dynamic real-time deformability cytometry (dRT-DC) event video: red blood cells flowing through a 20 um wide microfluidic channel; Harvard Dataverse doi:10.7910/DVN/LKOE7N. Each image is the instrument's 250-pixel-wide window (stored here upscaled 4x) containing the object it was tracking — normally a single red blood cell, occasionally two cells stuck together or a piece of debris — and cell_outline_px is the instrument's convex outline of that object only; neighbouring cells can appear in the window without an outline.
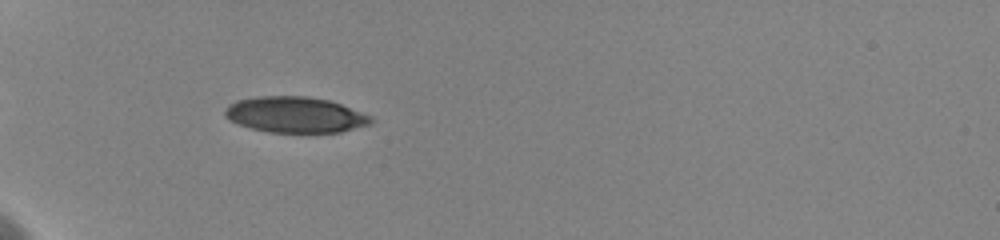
{"species": "human", "species_latin": "Homo sapiens", "temperature_condition": "cold", "stored_images_in_passage": 67, "camera_frame_rate_fps": 3000, "um_per_image_px": 0.085, "donor": {"sex": "female"}, "frame": {"image": 1, "passage_image": 8, "time_ms": 2.0, "image_size_px": [1000, 240], "cell_outline_px": [[372, 124], [340, 132], [268, 132], [252, 128], [228, 120], [224, 116], [224, 112], [228, 104], [236, 100], [256, 96], [308, 96], [328, 100], [340, 104], [372, 116]], "centroid_in_image_um": [25.07, 9.74], "position_along_channel_um": 59.9, "area_um2": 30.52}, "authors_computed_cell_mechanics": {"area_um2": 31.3854, "velocity_mm_per_s": 3.6308, "shape_relaxation_time_tau1_ms": 4.6649, "shape_relaxation_time_tau2_ms": 1.2185, "deformation_change_tau1": 0.1625, "deformation_change_tau2": 0.0679}}